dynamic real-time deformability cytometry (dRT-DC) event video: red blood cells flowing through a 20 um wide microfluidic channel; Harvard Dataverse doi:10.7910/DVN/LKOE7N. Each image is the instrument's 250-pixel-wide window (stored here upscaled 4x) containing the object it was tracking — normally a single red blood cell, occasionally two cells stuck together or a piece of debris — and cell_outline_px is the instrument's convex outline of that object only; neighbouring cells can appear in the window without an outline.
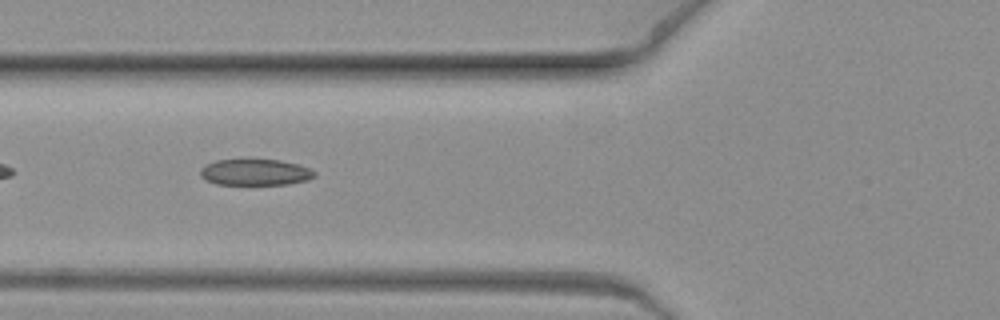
{"species": "common noctule bat (a hibernating species)", "species_latin": "Nyctalus noctula", "temperature_condition": "warm", "stored_images_in_passage": 4, "camera_frame_rate_fps": 3000, "um_per_image_px": 0.085, "animal": {"sex": "female", "body_mass_g": 19.3, "forearm_length_mm": 54.1}, "frame": {"image": 1, "passage_image": 3, "time_ms": 0.667, "image_size_px": [1000, 320], "cell_outline_px": [[316, 176], [308, 180], [288, 184], [216, 184], [204, 180], [200, 176], [200, 168], [204, 164], [216, 160], [280, 160], [296, 164], [308, 168], [316, 172]], "centroid_in_image_um": [21.65, 14.64], "position_along_channel_um": 104.1, "area_um2": 17.46}}
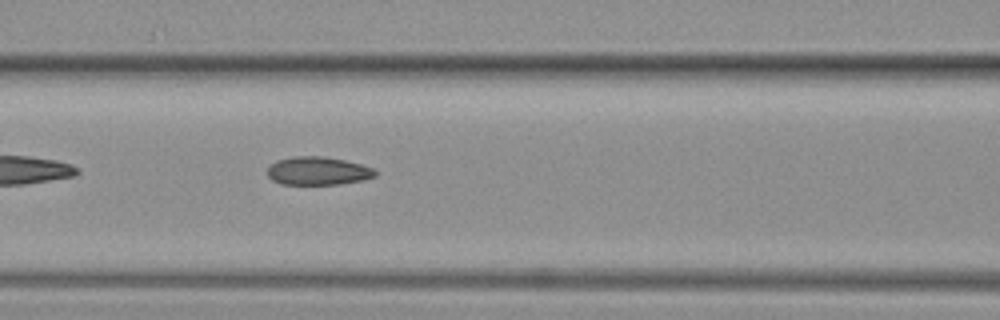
{"frame": {"image": 2, "passage_image": 4, "time_ms": 1.0, "image_size_px": [1000, 320], "cell_outline_px": [[380, 172], [376, 176], [364, 180], [340, 184], [280, 184], [272, 180], [268, 176], [268, 164], [276, 160], [292, 156], [324, 156], [344, 160], [376, 168]], "centroid_in_image_um": [27.05, 14.52], "position_along_channel_um": 139.6, "area_um2": 18.09}}